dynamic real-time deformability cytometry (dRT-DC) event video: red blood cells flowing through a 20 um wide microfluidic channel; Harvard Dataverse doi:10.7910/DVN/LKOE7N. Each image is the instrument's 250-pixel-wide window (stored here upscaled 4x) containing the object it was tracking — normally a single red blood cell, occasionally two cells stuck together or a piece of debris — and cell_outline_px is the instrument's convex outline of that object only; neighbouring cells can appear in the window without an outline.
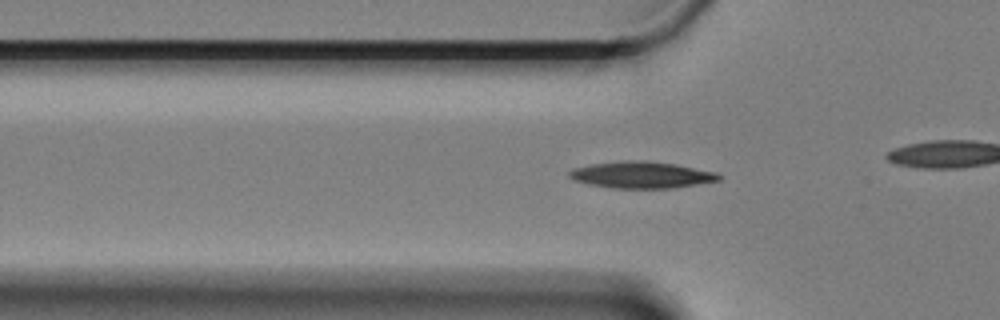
{"species": "Egyptian fruit bat (a non-hibernating species)", "species_latin": "Rousettus aegyptiacus", "temperature_condition": "cold", "stored_images_in_passage": 56, "camera_frame_rate_fps": 3000, "um_per_image_px": 0.085, "animal": {"sex": "female"}, "frame": {"image": 1, "passage_image": 14, "time_ms": 4.333, "image_size_px": [1000, 320], "cell_outline_px": [[720, 180], [672, 188], [612, 188], [588, 184], [572, 180], [568, 176], [568, 172], [572, 168], [592, 164], [624, 160], [644, 160], [676, 164], [716, 172], [720, 176]], "centroid_in_image_um": [54.47, 14.86], "position_along_channel_um": 71.3, "area_um2": 23.24}}
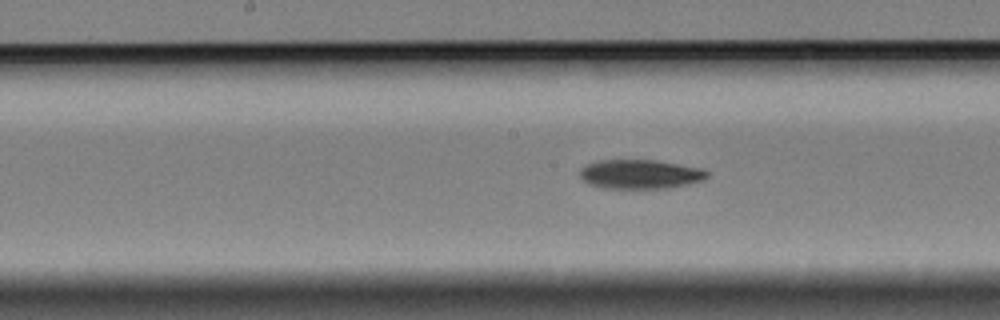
{"frame": {"image": 2, "passage_image": 25, "time_ms": 8.0, "image_size_px": [1000, 320], "cell_outline_px": [[708, 176], [704, 180], [688, 184], [668, 188], [604, 188], [588, 184], [580, 176], [580, 168], [584, 164], [600, 160], [656, 160], [704, 168], [708, 172]], "centroid_in_image_um": [54.42, 14.8], "position_along_channel_um": 193.8, "area_um2": 21.85}}
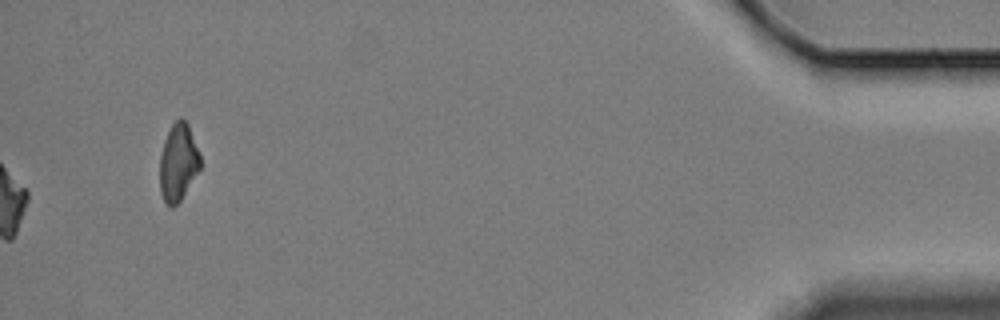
{"frame": {"image": 3, "passage_image": 56, "time_ms": 18.333, "image_size_px": [1000, 320], "cell_outline_px": [[200, 168], [180, 200], [172, 208], [164, 200], [160, 192], [160, 156], [168, 132], [172, 124], [180, 116], [188, 124], [200, 156]], "centroid_in_image_um": [15.14, 13.8], "position_along_channel_um": 420.1, "area_um2": 17.8}, "authors_computed_cell_mechanics": {"area_um2": 21.4149, "velocity_mm_per_s": 3.3105, "shape_relaxation_time_tau1_ms": 7.8533, "shape_relaxation_time_tau2_ms": null, "deformation_change_tau1": 0.1349, "deformation_change_tau2": null}}